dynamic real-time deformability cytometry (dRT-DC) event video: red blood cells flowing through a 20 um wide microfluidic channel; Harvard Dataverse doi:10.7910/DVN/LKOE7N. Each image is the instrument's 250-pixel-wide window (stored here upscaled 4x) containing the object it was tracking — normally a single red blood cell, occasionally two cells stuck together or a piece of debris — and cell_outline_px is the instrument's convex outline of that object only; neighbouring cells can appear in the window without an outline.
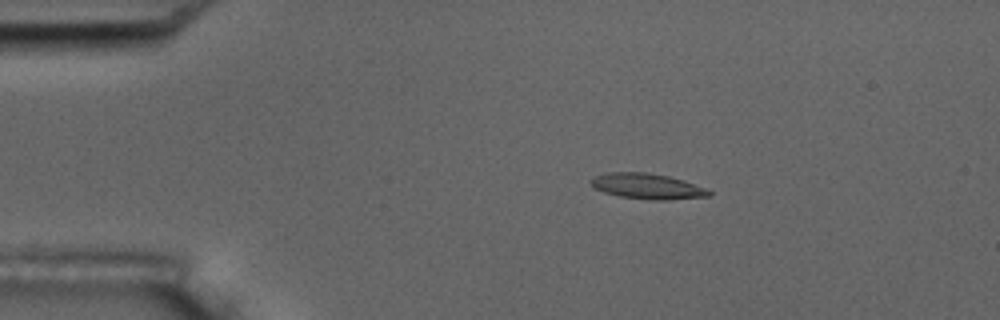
{"species": "common noctule bat (a hibernating species)", "species_latin": "Nyctalus noctula", "temperature_condition": "room temperature", "stored_images_in_passage": 4, "camera_frame_rate_fps": 3000, "um_per_image_px": 0.085, "animal": {"sex": "male", "body_mass_g": 17.5, "forearm_length_mm": 52.3}, "frame": {"image": 1, "passage_image": 3, "time_ms": 2.333, "image_size_px": [1000, 320], "cell_outline_px": [[712, 196], [668, 200], [652, 200], [620, 196], [604, 192], [596, 188], [588, 180], [604, 172], [648, 172], [668, 176], [684, 180], [708, 188], [712, 192]], "centroid_in_image_um": [55.07, 15.83], "position_along_channel_um": 29.9, "area_um2": 17.74}}